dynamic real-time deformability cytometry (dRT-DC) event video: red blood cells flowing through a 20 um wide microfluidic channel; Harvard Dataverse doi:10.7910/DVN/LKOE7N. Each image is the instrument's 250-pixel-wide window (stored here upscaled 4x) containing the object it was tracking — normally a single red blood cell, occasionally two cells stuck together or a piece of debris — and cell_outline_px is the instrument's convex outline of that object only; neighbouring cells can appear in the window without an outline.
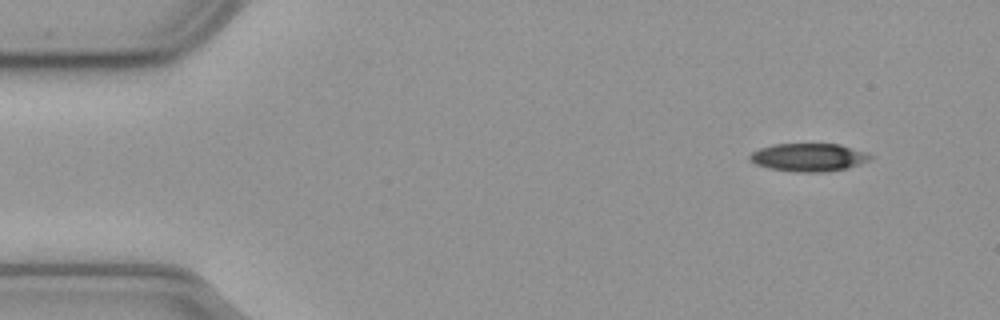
{"species": "common noctule bat (a hibernating species)", "species_latin": "Nyctalus noctula", "temperature_condition": "cold", "stored_images_in_passage": 52, "camera_frame_rate_fps": 3000, "um_per_image_px": 0.085, "animal": {"sex": "male", "body_mass_g": 23.1, "forearm_length_mm": 52.7}, "frame": {"image": 1, "passage_image": 1, "time_ms": 0.0, "image_size_px": [1000, 320], "cell_outline_px": [[872, 156], [868, 160], [844, 168], [824, 172], [800, 172], [768, 168], [756, 164], [748, 156], [752, 152], [760, 148], [772, 144], [840, 144]], "centroid_in_image_um": [68.65, 13.37], "position_along_channel_um": 16.4, "area_um2": 19.13}}
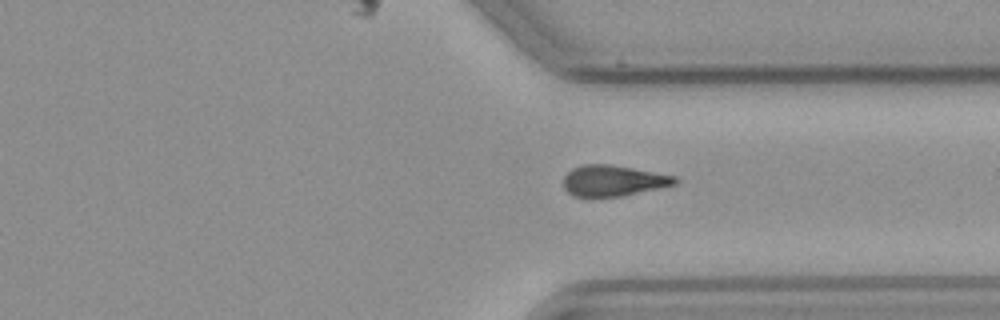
{"frame": {"image": 2, "passage_image": 37, "time_ms": 12.0, "image_size_px": [1000, 320], "cell_outline_px": [[680, 180], [676, 184], [660, 188], [620, 196], [572, 196], [564, 188], [564, 176], [572, 168], [584, 164], [608, 164], [632, 168], [676, 176]], "centroid_in_image_um": [52.13, 15.35], "position_along_channel_um": 359.3, "area_um2": 19.94}}
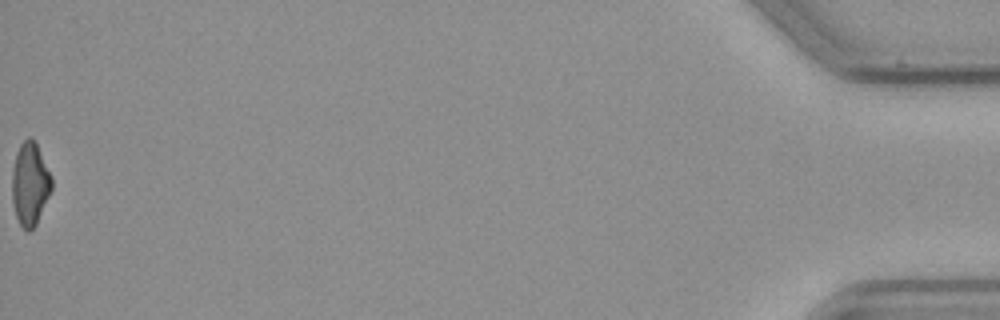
{"frame": {"image": 3, "passage_image": 52, "time_ms": 17.0, "image_size_px": [1000, 320], "cell_outline_px": [[52, 188], [36, 224], [28, 232], [20, 224], [16, 216], [12, 204], [12, 168], [16, 152], [20, 144], [28, 136], [32, 136], [52, 176]], "centroid_in_image_um": [2.53, 15.6], "position_along_channel_um": 432.7, "area_um2": 19.13}, "authors_computed_cell_mechanics": {"area_um2": 20.6924, "velocity_mm_per_s": 3.6731, "shape_relaxation_time_tau1_ms": 5.8343, "shape_relaxation_time_tau2_ms": null, "deformation_change_tau1": 0.1633, "deformation_change_tau2": null}}